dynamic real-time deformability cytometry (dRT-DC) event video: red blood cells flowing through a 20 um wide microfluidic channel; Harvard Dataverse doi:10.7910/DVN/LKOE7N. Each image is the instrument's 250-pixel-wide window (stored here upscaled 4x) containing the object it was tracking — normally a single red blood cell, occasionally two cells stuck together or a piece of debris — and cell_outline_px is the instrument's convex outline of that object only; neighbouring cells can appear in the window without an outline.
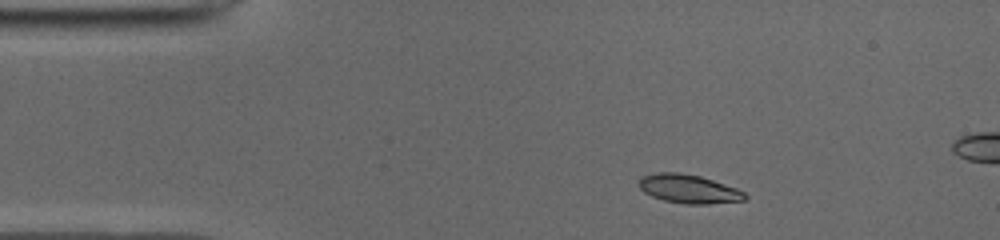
{"species": "common noctule bat (a hibernating species)", "species_latin": "Nyctalus noctula", "temperature_condition": "cold", "stored_images_in_passage": 44, "camera_frame_rate_fps": 3000, "um_per_image_px": 0.085, "animal": {"sex": "male", "body_mass_g": 19.0, "forearm_length_mm": 50.8}, "frame": {"image": 1, "passage_image": 1, "time_ms": 0.0, "image_size_px": [1000, 240], "cell_outline_px": [[748, 200], [708, 204], [684, 204], [664, 200], [652, 196], [644, 192], [636, 184], [644, 176], [656, 172], [680, 172], [700, 176], [736, 188], [744, 192], [748, 196]], "centroid_in_image_um": [58.55, 16.06], "position_along_channel_um": 26.4, "area_um2": 17.8}}
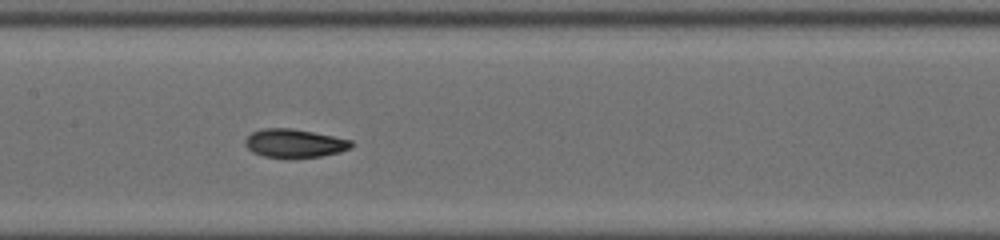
{"frame": {"image": 2, "passage_image": 17, "time_ms": 5.333, "image_size_px": [1000, 240], "cell_outline_px": [[352, 148], [340, 152], [320, 156], [288, 160], [284, 160], [264, 156], [252, 152], [244, 144], [244, 140], [252, 132], [264, 128], [292, 128], [352, 140]], "centroid_in_image_um": [25.0, 12.21], "position_along_channel_um": 182.4, "area_um2": 18.03}}
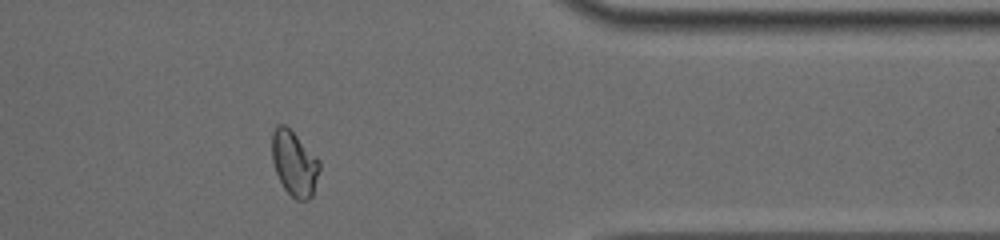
{"frame": {"image": 3, "passage_image": 34, "time_ms": 11.0, "image_size_px": [1000, 240], "cell_outline_px": [[320, 168], [312, 196], [308, 200], [296, 200], [284, 188], [276, 172], [272, 160], [272, 132], [276, 124], [284, 124], [320, 160]], "centroid_in_image_um": [25.01, 13.89], "position_along_channel_um": 386.4, "area_um2": 17.8}, "authors_computed_cell_mechanics": {"area_um2": 17.6868, "velocity_mm_per_s": 3.945, "shape_relaxation_time_tau1_ms": 3.4603, "shape_relaxation_time_tau2_ms": 2.3287, "deformation_change_tau1": 0.1428, "deformation_change_tau2": 0.0714}}